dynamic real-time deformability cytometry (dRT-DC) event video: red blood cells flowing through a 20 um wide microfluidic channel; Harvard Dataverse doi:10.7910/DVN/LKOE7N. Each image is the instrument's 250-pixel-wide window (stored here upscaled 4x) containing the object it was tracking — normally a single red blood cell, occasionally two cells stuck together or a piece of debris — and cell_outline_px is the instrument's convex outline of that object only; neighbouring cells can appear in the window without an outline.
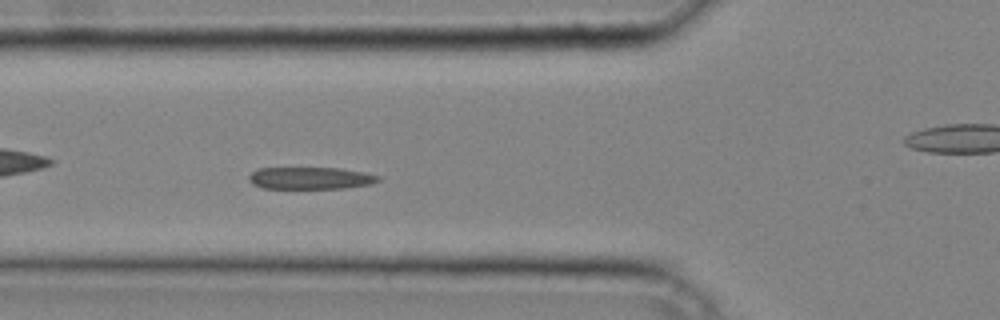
{"species": "common noctule bat (a hibernating species)", "species_latin": "Nyctalus noctula", "temperature_condition": "cold", "stored_images_in_passage": 28, "camera_frame_rate_fps": 3000, "um_per_image_px": 0.085, "animal": {"sex": "male", "body_mass_g": 20.4}, "frame": {"image": 1, "passage_image": 6, "time_ms": 1.667, "image_size_px": [1000, 320], "cell_outline_px": [[380, 180], [372, 184], [348, 188], [264, 188], [252, 184], [248, 180], [248, 176], [252, 172], [260, 168], [340, 168], [364, 172], [380, 176]], "centroid_in_image_um": [26.41, 15.14], "position_along_channel_um": 99.4, "area_um2": 16.7}}
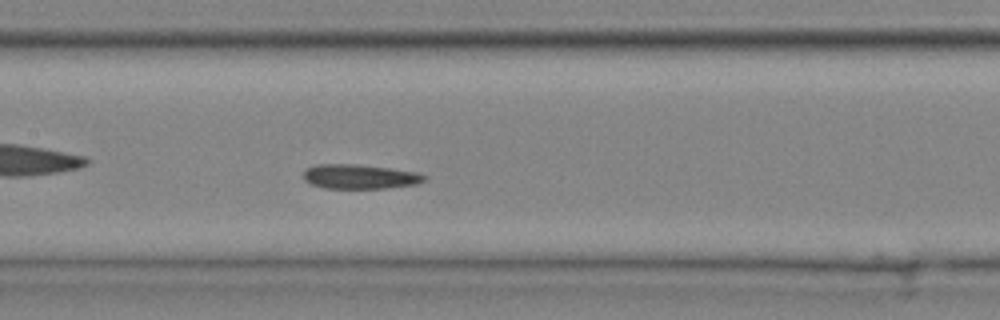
{"frame": {"image": 2, "passage_image": 11, "time_ms": 3.333, "image_size_px": [1000, 320], "cell_outline_px": [[428, 180], [416, 184], [384, 188], [324, 188], [312, 184], [304, 180], [304, 172], [308, 168], [316, 164], [352, 164], [388, 168], [416, 172], [428, 176]], "centroid_in_image_um": [30.61, 15.01], "position_along_channel_um": 176.8, "area_um2": 17.11}}
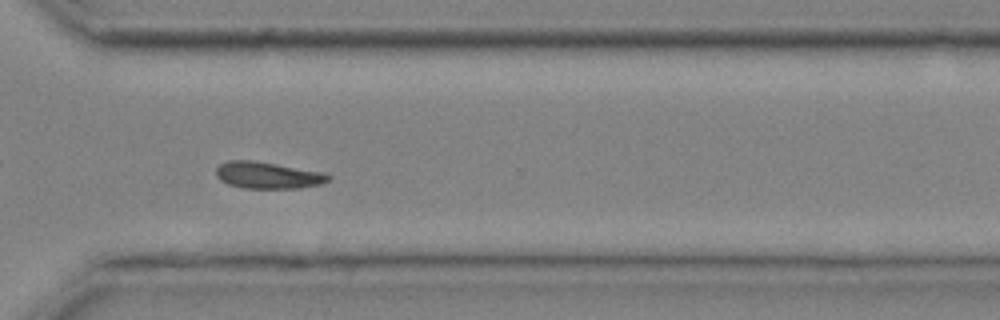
{"frame": {"image": 3, "passage_image": 22, "time_ms": 7.0, "image_size_px": [1000, 320], "cell_outline_px": [[332, 180], [320, 184], [296, 188], [244, 188], [228, 184], [220, 180], [216, 176], [216, 168], [220, 164], [228, 160], [252, 160], [324, 172], [332, 176]], "centroid_in_image_um": [22.77, 14.89], "position_along_channel_um": 347.8, "area_um2": 17.51}}